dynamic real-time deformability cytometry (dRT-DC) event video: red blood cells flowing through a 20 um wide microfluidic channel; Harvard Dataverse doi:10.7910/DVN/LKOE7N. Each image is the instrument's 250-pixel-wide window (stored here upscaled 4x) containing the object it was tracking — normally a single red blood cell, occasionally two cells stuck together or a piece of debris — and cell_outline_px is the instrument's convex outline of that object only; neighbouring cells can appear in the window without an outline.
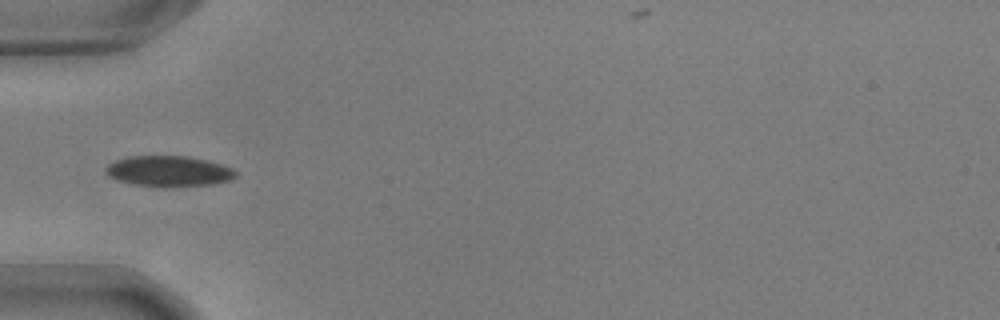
{"species": "common noctule bat (a hibernating species)", "species_latin": "Nyctalus noctula", "temperature_condition": "warm", "stored_images_in_passage": 14, "camera_frame_rate_fps": 3000, "um_per_image_px": 0.085, "animal": {"sex": "male", "body_mass_g": 17.9, "forearm_length_mm": 54.2}, "frame": {"image": 1, "passage_image": 1, "time_ms": 0.0, "image_size_px": [1000, 320], "cell_outline_px": [[236, 176], [228, 180], [216, 184], [164, 188], [160, 188], [132, 184], [108, 176], [104, 172], [104, 168], [108, 164], [116, 160], [132, 156], [188, 156], [208, 160], [224, 164], [232, 168], [236, 172]], "centroid_in_image_um": [14.36, 14.56], "position_along_channel_um": 70.6, "area_um2": 23.64}}
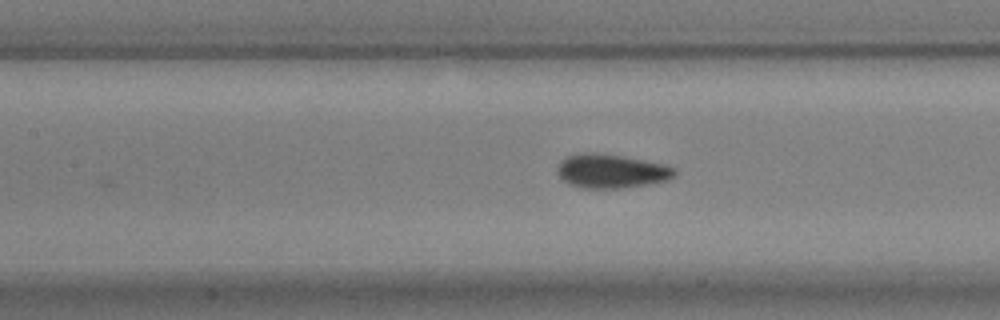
{"frame": {"image": 2, "passage_image": 8, "time_ms": 2.333, "image_size_px": [1000, 320], "cell_outline_px": [[676, 176], [668, 180], [648, 184], [620, 188], [580, 188], [568, 184], [556, 172], [556, 168], [560, 160], [564, 156], [576, 152], [596, 152], [624, 156], [668, 164], [676, 168]], "centroid_in_image_um": [51.95, 14.52], "position_along_channel_um": 155.5, "area_um2": 23.87}}
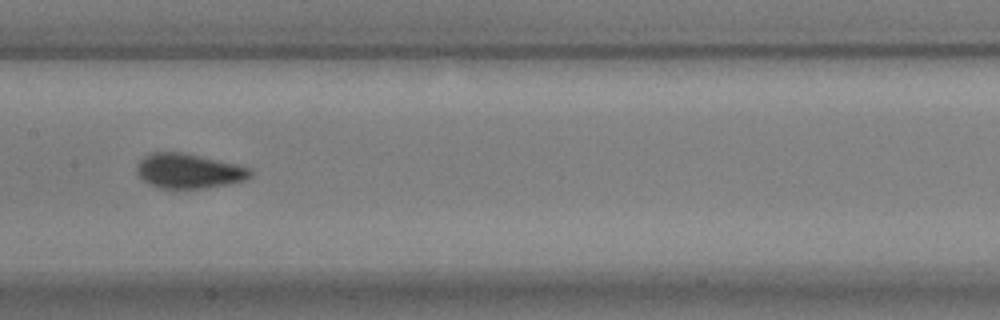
{"frame": {"image": 3, "passage_image": 11, "time_ms": 3.333, "image_size_px": [1000, 320], "cell_outline_px": [[252, 176], [248, 180], [228, 184], [200, 188], [156, 188], [148, 184], [136, 172], [136, 164], [148, 152], [184, 152], [236, 164], [252, 168]], "centroid_in_image_um": [16.04, 14.52], "position_along_channel_um": 191.4, "area_um2": 23.24}}